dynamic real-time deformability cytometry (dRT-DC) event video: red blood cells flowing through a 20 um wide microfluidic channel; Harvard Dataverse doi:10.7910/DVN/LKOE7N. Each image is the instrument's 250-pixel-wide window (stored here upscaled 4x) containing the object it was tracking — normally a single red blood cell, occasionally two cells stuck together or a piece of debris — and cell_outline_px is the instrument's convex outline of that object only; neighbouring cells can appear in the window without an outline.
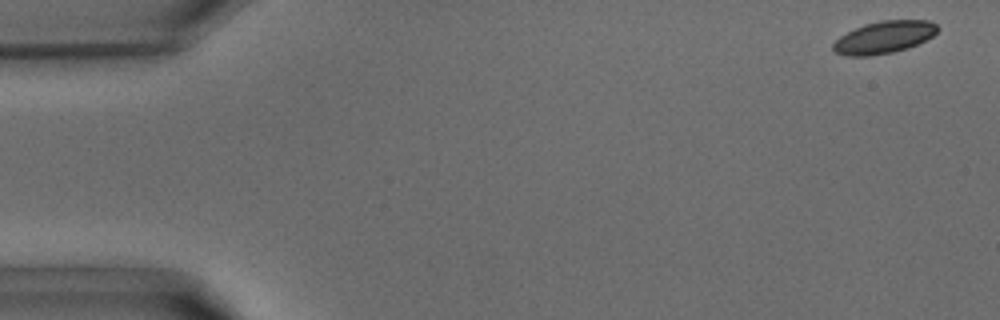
{"species": "common noctule bat (a hibernating species)", "species_latin": "Nyctalus noctula", "temperature_condition": "warm", "stored_images_in_passage": 39, "camera_frame_rate_fps": 3000, "um_per_image_px": 0.085, "animal": {"sex": "male", "body_mass_g": 15.6}, "frame": {"image": 1, "passage_image": 1, "time_ms": 0.0, "image_size_px": [1000, 320], "cell_outline_px": [[940, 28], [932, 36], [908, 48], [892, 52], [868, 56], [844, 56], [836, 52], [832, 48], [832, 44], [840, 36], [864, 24], [880, 20], [928, 20], [936, 24]], "centroid_in_image_um": [75.13, 3.16], "position_along_channel_um": 9.9, "area_um2": 19.54}}
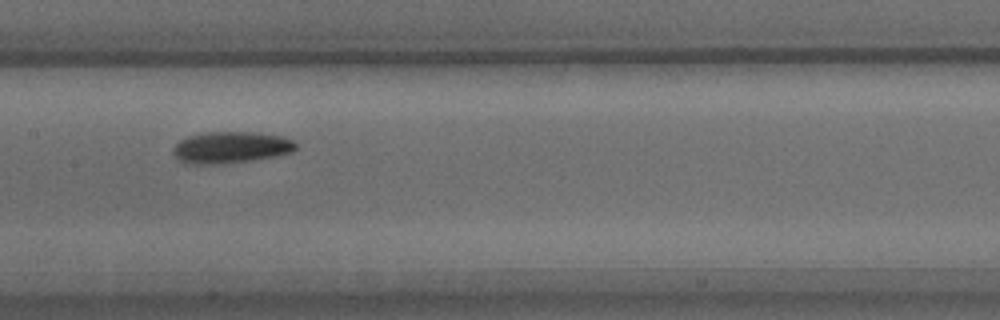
{"frame": {"image": 2, "passage_image": 19, "time_ms": 6.0, "image_size_px": [1000, 320], "cell_outline_px": [[296, 148], [292, 152], [276, 156], [248, 160], [216, 164], [184, 164], [172, 152], [172, 148], [180, 140], [188, 136], [208, 132], [256, 132], [280, 136], [292, 140], [296, 144]], "centroid_in_image_um": [19.59, 12.53], "position_along_channel_um": 187.8, "area_um2": 22.43}}
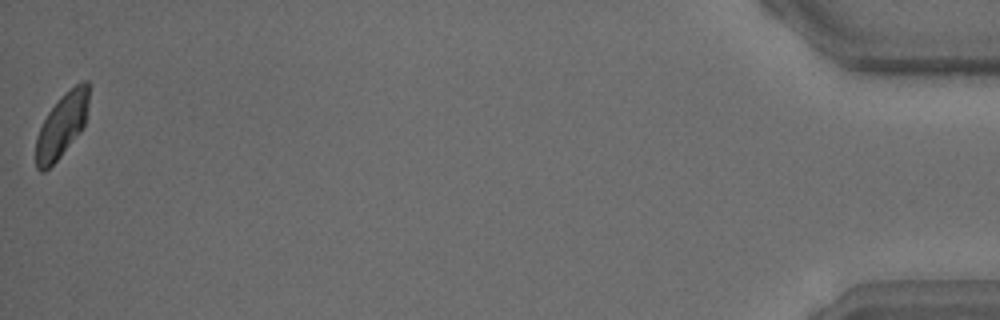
{"frame": {"image": 3, "passage_image": 39, "time_ms": 12.667, "image_size_px": [1000, 320], "cell_outline_px": [[88, 104], [84, 128], [60, 156], [44, 172], [40, 172], [36, 168], [36, 136], [48, 112], [60, 96], [64, 92], [76, 84], [84, 80], [88, 80]], "centroid_in_image_um": [5.26, 10.64], "position_along_channel_um": 429.9, "area_um2": 19.65}}